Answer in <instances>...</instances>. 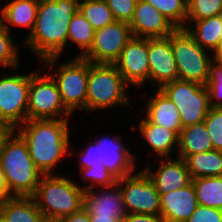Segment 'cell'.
I'll return each mask as SVG.
<instances>
[{
  "label": "cell",
  "mask_w": 222,
  "mask_h": 222,
  "mask_svg": "<svg viewBox=\"0 0 222 222\" xmlns=\"http://www.w3.org/2000/svg\"><path fill=\"white\" fill-rule=\"evenodd\" d=\"M79 11L78 0H39L34 28L25 40L46 66L55 67L65 45L69 23Z\"/></svg>",
  "instance_id": "6da1fadb"
},
{
  "label": "cell",
  "mask_w": 222,
  "mask_h": 222,
  "mask_svg": "<svg viewBox=\"0 0 222 222\" xmlns=\"http://www.w3.org/2000/svg\"><path fill=\"white\" fill-rule=\"evenodd\" d=\"M24 124L18 127V134L26 142L37 169L50 175L62 156L71 153L68 119L27 120Z\"/></svg>",
  "instance_id": "7a4b0ae2"
},
{
  "label": "cell",
  "mask_w": 222,
  "mask_h": 222,
  "mask_svg": "<svg viewBox=\"0 0 222 222\" xmlns=\"http://www.w3.org/2000/svg\"><path fill=\"white\" fill-rule=\"evenodd\" d=\"M14 131L3 143L0 167L8 196L32 197L43 174L35 166L24 139Z\"/></svg>",
  "instance_id": "3957f363"
},
{
  "label": "cell",
  "mask_w": 222,
  "mask_h": 222,
  "mask_svg": "<svg viewBox=\"0 0 222 222\" xmlns=\"http://www.w3.org/2000/svg\"><path fill=\"white\" fill-rule=\"evenodd\" d=\"M85 190L64 176L42 175L32 196L38 209L48 221H59L62 217L83 208Z\"/></svg>",
  "instance_id": "277c9868"
},
{
  "label": "cell",
  "mask_w": 222,
  "mask_h": 222,
  "mask_svg": "<svg viewBox=\"0 0 222 222\" xmlns=\"http://www.w3.org/2000/svg\"><path fill=\"white\" fill-rule=\"evenodd\" d=\"M126 82L114 64L91 63L87 80V110L129 106Z\"/></svg>",
  "instance_id": "5b68a950"
},
{
  "label": "cell",
  "mask_w": 222,
  "mask_h": 222,
  "mask_svg": "<svg viewBox=\"0 0 222 222\" xmlns=\"http://www.w3.org/2000/svg\"><path fill=\"white\" fill-rule=\"evenodd\" d=\"M169 39L177 65L178 80L206 85L213 63L206 49L195 41L186 28H177Z\"/></svg>",
  "instance_id": "8992f818"
},
{
  "label": "cell",
  "mask_w": 222,
  "mask_h": 222,
  "mask_svg": "<svg viewBox=\"0 0 222 222\" xmlns=\"http://www.w3.org/2000/svg\"><path fill=\"white\" fill-rule=\"evenodd\" d=\"M160 89L177 106L182 128L205 120L210 109L206 85L175 80L164 84Z\"/></svg>",
  "instance_id": "52a82bcc"
},
{
  "label": "cell",
  "mask_w": 222,
  "mask_h": 222,
  "mask_svg": "<svg viewBox=\"0 0 222 222\" xmlns=\"http://www.w3.org/2000/svg\"><path fill=\"white\" fill-rule=\"evenodd\" d=\"M70 114L61 100L58 86L52 76L49 73L44 76L38 72L31 73L27 120L58 119L61 115L63 119H68Z\"/></svg>",
  "instance_id": "ba28073f"
},
{
  "label": "cell",
  "mask_w": 222,
  "mask_h": 222,
  "mask_svg": "<svg viewBox=\"0 0 222 222\" xmlns=\"http://www.w3.org/2000/svg\"><path fill=\"white\" fill-rule=\"evenodd\" d=\"M88 72L89 61L76 56L70 62L62 63L55 75L50 74L58 86L64 106L71 114L76 107L87 110Z\"/></svg>",
  "instance_id": "9c48e42d"
},
{
  "label": "cell",
  "mask_w": 222,
  "mask_h": 222,
  "mask_svg": "<svg viewBox=\"0 0 222 222\" xmlns=\"http://www.w3.org/2000/svg\"><path fill=\"white\" fill-rule=\"evenodd\" d=\"M30 83L31 74L0 78V121L13 130L27 121Z\"/></svg>",
  "instance_id": "30bf717a"
},
{
  "label": "cell",
  "mask_w": 222,
  "mask_h": 222,
  "mask_svg": "<svg viewBox=\"0 0 222 222\" xmlns=\"http://www.w3.org/2000/svg\"><path fill=\"white\" fill-rule=\"evenodd\" d=\"M117 183L127 213L160 216V194L144 170L118 179Z\"/></svg>",
  "instance_id": "8fae6325"
},
{
  "label": "cell",
  "mask_w": 222,
  "mask_h": 222,
  "mask_svg": "<svg viewBox=\"0 0 222 222\" xmlns=\"http://www.w3.org/2000/svg\"><path fill=\"white\" fill-rule=\"evenodd\" d=\"M132 37L129 23L115 20L95 30L93 43L82 58L91 63L114 64Z\"/></svg>",
  "instance_id": "7c38bea8"
},
{
  "label": "cell",
  "mask_w": 222,
  "mask_h": 222,
  "mask_svg": "<svg viewBox=\"0 0 222 222\" xmlns=\"http://www.w3.org/2000/svg\"><path fill=\"white\" fill-rule=\"evenodd\" d=\"M114 65L126 83L140 87L149 81L148 38L132 37Z\"/></svg>",
  "instance_id": "4fadbf2b"
},
{
  "label": "cell",
  "mask_w": 222,
  "mask_h": 222,
  "mask_svg": "<svg viewBox=\"0 0 222 222\" xmlns=\"http://www.w3.org/2000/svg\"><path fill=\"white\" fill-rule=\"evenodd\" d=\"M149 80L164 84L178 80L177 65L169 37L148 38Z\"/></svg>",
  "instance_id": "5bb4252c"
},
{
  "label": "cell",
  "mask_w": 222,
  "mask_h": 222,
  "mask_svg": "<svg viewBox=\"0 0 222 222\" xmlns=\"http://www.w3.org/2000/svg\"><path fill=\"white\" fill-rule=\"evenodd\" d=\"M133 37H169L177 27L149 3L138 0L129 23Z\"/></svg>",
  "instance_id": "9a60e30c"
},
{
  "label": "cell",
  "mask_w": 222,
  "mask_h": 222,
  "mask_svg": "<svg viewBox=\"0 0 222 222\" xmlns=\"http://www.w3.org/2000/svg\"><path fill=\"white\" fill-rule=\"evenodd\" d=\"M120 138H101L95 143L97 162H101L117 179L133 174L137 164L135 155L130 153Z\"/></svg>",
  "instance_id": "2e32d148"
},
{
  "label": "cell",
  "mask_w": 222,
  "mask_h": 222,
  "mask_svg": "<svg viewBox=\"0 0 222 222\" xmlns=\"http://www.w3.org/2000/svg\"><path fill=\"white\" fill-rule=\"evenodd\" d=\"M192 182L187 186L160 195V217L163 222H185L198 206Z\"/></svg>",
  "instance_id": "e0dca14e"
},
{
  "label": "cell",
  "mask_w": 222,
  "mask_h": 222,
  "mask_svg": "<svg viewBox=\"0 0 222 222\" xmlns=\"http://www.w3.org/2000/svg\"><path fill=\"white\" fill-rule=\"evenodd\" d=\"M113 187L116 192L113 190ZM109 188L112 190L106 191L104 188L99 193L98 191L94 192L95 190L93 189L85 190L83 208L90 216L123 219L127 211L122 199L121 187L116 182V184L111 185Z\"/></svg>",
  "instance_id": "ac0fdd59"
},
{
  "label": "cell",
  "mask_w": 222,
  "mask_h": 222,
  "mask_svg": "<svg viewBox=\"0 0 222 222\" xmlns=\"http://www.w3.org/2000/svg\"><path fill=\"white\" fill-rule=\"evenodd\" d=\"M173 159L171 157L162 161L157 172H151L149 167L144 169L160 195L178 190L191 182L186 161L179 157Z\"/></svg>",
  "instance_id": "d6986e66"
},
{
  "label": "cell",
  "mask_w": 222,
  "mask_h": 222,
  "mask_svg": "<svg viewBox=\"0 0 222 222\" xmlns=\"http://www.w3.org/2000/svg\"><path fill=\"white\" fill-rule=\"evenodd\" d=\"M156 93V96L150 98L147 104L146 118L151 123L175 131L179 135L182 125L177 106L161 89H157Z\"/></svg>",
  "instance_id": "ffe728a7"
},
{
  "label": "cell",
  "mask_w": 222,
  "mask_h": 222,
  "mask_svg": "<svg viewBox=\"0 0 222 222\" xmlns=\"http://www.w3.org/2000/svg\"><path fill=\"white\" fill-rule=\"evenodd\" d=\"M7 222H48L33 197L9 196L0 202Z\"/></svg>",
  "instance_id": "44dd1931"
},
{
  "label": "cell",
  "mask_w": 222,
  "mask_h": 222,
  "mask_svg": "<svg viewBox=\"0 0 222 222\" xmlns=\"http://www.w3.org/2000/svg\"><path fill=\"white\" fill-rule=\"evenodd\" d=\"M177 148L179 149L178 157L184 160L190 155L212 150V138L204 122L182 128Z\"/></svg>",
  "instance_id": "7402d4cb"
},
{
  "label": "cell",
  "mask_w": 222,
  "mask_h": 222,
  "mask_svg": "<svg viewBox=\"0 0 222 222\" xmlns=\"http://www.w3.org/2000/svg\"><path fill=\"white\" fill-rule=\"evenodd\" d=\"M139 130L154 152L161 157L165 156V158H171L169 154L174 145L178 147L179 135L175 131L157 126L151 123L147 118L140 121Z\"/></svg>",
  "instance_id": "603a6c76"
},
{
  "label": "cell",
  "mask_w": 222,
  "mask_h": 222,
  "mask_svg": "<svg viewBox=\"0 0 222 222\" xmlns=\"http://www.w3.org/2000/svg\"><path fill=\"white\" fill-rule=\"evenodd\" d=\"M39 0H13L0 11V22L14 26L29 27L32 32L38 10Z\"/></svg>",
  "instance_id": "cb8c5ba5"
},
{
  "label": "cell",
  "mask_w": 222,
  "mask_h": 222,
  "mask_svg": "<svg viewBox=\"0 0 222 222\" xmlns=\"http://www.w3.org/2000/svg\"><path fill=\"white\" fill-rule=\"evenodd\" d=\"M185 161L191 180L200 177L222 176V151L220 150L212 149L190 155Z\"/></svg>",
  "instance_id": "d4e9b609"
},
{
  "label": "cell",
  "mask_w": 222,
  "mask_h": 222,
  "mask_svg": "<svg viewBox=\"0 0 222 222\" xmlns=\"http://www.w3.org/2000/svg\"><path fill=\"white\" fill-rule=\"evenodd\" d=\"M193 22H195V30L190 25H186L187 31L202 48L214 52L222 42V15Z\"/></svg>",
  "instance_id": "484cf974"
},
{
  "label": "cell",
  "mask_w": 222,
  "mask_h": 222,
  "mask_svg": "<svg viewBox=\"0 0 222 222\" xmlns=\"http://www.w3.org/2000/svg\"><path fill=\"white\" fill-rule=\"evenodd\" d=\"M199 205L222 209V176L191 180Z\"/></svg>",
  "instance_id": "4316f807"
},
{
  "label": "cell",
  "mask_w": 222,
  "mask_h": 222,
  "mask_svg": "<svg viewBox=\"0 0 222 222\" xmlns=\"http://www.w3.org/2000/svg\"><path fill=\"white\" fill-rule=\"evenodd\" d=\"M95 29L92 24L78 11L69 23L67 41L75 42L82 50L77 57H82L91 47Z\"/></svg>",
  "instance_id": "83f0119b"
},
{
  "label": "cell",
  "mask_w": 222,
  "mask_h": 222,
  "mask_svg": "<svg viewBox=\"0 0 222 222\" xmlns=\"http://www.w3.org/2000/svg\"><path fill=\"white\" fill-rule=\"evenodd\" d=\"M79 12L92 24L95 30L116 20L105 0L80 1Z\"/></svg>",
  "instance_id": "f1b7e54d"
},
{
  "label": "cell",
  "mask_w": 222,
  "mask_h": 222,
  "mask_svg": "<svg viewBox=\"0 0 222 222\" xmlns=\"http://www.w3.org/2000/svg\"><path fill=\"white\" fill-rule=\"evenodd\" d=\"M162 13L177 28H185L187 0H143ZM187 23V24H186Z\"/></svg>",
  "instance_id": "f546056e"
},
{
  "label": "cell",
  "mask_w": 222,
  "mask_h": 222,
  "mask_svg": "<svg viewBox=\"0 0 222 222\" xmlns=\"http://www.w3.org/2000/svg\"><path fill=\"white\" fill-rule=\"evenodd\" d=\"M222 0H187L186 21H198L221 15Z\"/></svg>",
  "instance_id": "4dcf8cb0"
},
{
  "label": "cell",
  "mask_w": 222,
  "mask_h": 222,
  "mask_svg": "<svg viewBox=\"0 0 222 222\" xmlns=\"http://www.w3.org/2000/svg\"><path fill=\"white\" fill-rule=\"evenodd\" d=\"M10 28L0 22V64L5 67L17 68L18 48L10 37Z\"/></svg>",
  "instance_id": "1f68e13d"
},
{
  "label": "cell",
  "mask_w": 222,
  "mask_h": 222,
  "mask_svg": "<svg viewBox=\"0 0 222 222\" xmlns=\"http://www.w3.org/2000/svg\"><path fill=\"white\" fill-rule=\"evenodd\" d=\"M83 181H92L91 186H86L84 190L93 189V186L109 188L116 184L117 178L111 174L104 165H96L91 168L81 169Z\"/></svg>",
  "instance_id": "d6a6232c"
},
{
  "label": "cell",
  "mask_w": 222,
  "mask_h": 222,
  "mask_svg": "<svg viewBox=\"0 0 222 222\" xmlns=\"http://www.w3.org/2000/svg\"><path fill=\"white\" fill-rule=\"evenodd\" d=\"M203 122L212 138L213 149L222 151V108L210 107Z\"/></svg>",
  "instance_id": "836d02e7"
},
{
  "label": "cell",
  "mask_w": 222,
  "mask_h": 222,
  "mask_svg": "<svg viewBox=\"0 0 222 222\" xmlns=\"http://www.w3.org/2000/svg\"><path fill=\"white\" fill-rule=\"evenodd\" d=\"M206 87L209 93L210 107L222 108V66L212 63Z\"/></svg>",
  "instance_id": "e575fe53"
},
{
  "label": "cell",
  "mask_w": 222,
  "mask_h": 222,
  "mask_svg": "<svg viewBox=\"0 0 222 222\" xmlns=\"http://www.w3.org/2000/svg\"><path fill=\"white\" fill-rule=\"evenodd\" d=\"M118 21L130 23L138 0H105Z\"/></svg>",
  "instance_id": "d590c367"
},
{
  "label": "cell",
  "mask_w": 222,
  "mask_h": 222,
  "mask_svg": "<svg viewBox=\"0 0 222 222\" xmlns=\"http://www.w3.org/2000/svg\"><path fill=\"white\" fill-rule=\"evenodd\" d=\"M185 222H222V209L198 205Z\"/></svg>",
  "instance_id": "8d00e7d4"
},
{
  "label": "cell",
  "mask_w": 222,
  "mask_h": 222,
  "mask_svg": "<svg viewBox=\"0 0 222 222\" xmlns=\"http://www.w3.org/2000/svg\"><path fill=\"white\" fill-rule=\"evenodd\" d=\"M81 153L83 157L81 162V169L91 168L92 166L96 165H103L101 162H97L95 143L88 145L86 151L84 150Z\"/></svg>",
  "instance_id": "74e56055"
},
{
  "label": "cell",
  "mask_w": 222,
  "mask_h": 222,
  "mask_svg": "<svg viewBox=\"0 0 222 222\" xmlns=\"http://www.w3.org/2000/svg\"><path fill=\"white\" fill-rule=\"evenodd\" d=\"M122 222H163V220L157 215L127 213Z\"/></svg>",
  "instance_id": "f35d334b"
},
{
  "label": "cell",
  "mask_w": 222,
  "mask_h": 222,
  "mask_svg": "<svg viewBox=\"0 0 222 222\" xmlns=\"http://www.w3.org/2000/svg\"><path fill=\"white\" fill-rule=\"evenodd\" d=\"M58 222H90V215L82 208L78 212L62 217Z\"/></svg>",
  "instance_id": "ab89813d"
},
{
  "label": "cell",
  "mask_w": 222,
  "mask_h": 222,
  "mask_svg": "<svg viewBox=\"0 0 222 222\" xmlns=\"http://www.w3.org/2000/svg\"><path fill=\"white\" fill-rule=\"evenodd\" d=\"M13 131L8 125L0 121V151L2 150L3 143L8 135Z\"/></svg>",
  "instance_id": "60d3db41"
},
{
  "label": "cell",
  "mask_w": 222,
  "mask_h": 222,
  "mask_svg": "<svg viewBox=\"0 0 222 222\" xmlns=\"http://www.w3.org/2000/svg\"><path fill=\"white\" fill-rule=\"evenodd\" d=\"M7 197H9L7 192V186L4 180L2 169L0 167V202Z\"/></svg>",
  "instance_id": "b9f144b4"
},
{
  "label": "cell",
  "mask_w": 222,
  "mask_h": 222,
  "mask_svg": "<svg viewBox=\"0 0 222 222\" xmlns=\"http://www.w3.org/2000/svg\"><path fill=\"white\" fill-rule=\"evenodd\" d=\"M123 219L111 217L90 216V222H122Z\"/></svg>",
  "instance_id": "7bdbcfd3"
},
{
  "label": "cell",
  "mask_w": 222,
  "mask_h": 222,
  "mask_svg": "<svg viewBox=\"0 0 222 222\" xmlns=\"http://www.w3.org/2000/svg\"><path fill=\"white\" fill-rule=\"evenodd\" d=\"M213 63L217 66H222V42L218 48L214 51Z\"/></svg>",
  "instance_id": "ee69618b"
},
{
  "label": "cell",
  "mask_w": 222,
  "mask_h": 222,
  "mask_svg": "<svg viewBox=\"0 0 222 222\" xmlns=\"http://www.w3.org/2000/svg\"><path fill=\"white\" fill-rule=\"evenodd\" d=\"M0 222H7L6 218L4 217V215L1 211H0Z\"/></svg>",
  "instance_id": "f6af8a7d"
}]
</instances>
